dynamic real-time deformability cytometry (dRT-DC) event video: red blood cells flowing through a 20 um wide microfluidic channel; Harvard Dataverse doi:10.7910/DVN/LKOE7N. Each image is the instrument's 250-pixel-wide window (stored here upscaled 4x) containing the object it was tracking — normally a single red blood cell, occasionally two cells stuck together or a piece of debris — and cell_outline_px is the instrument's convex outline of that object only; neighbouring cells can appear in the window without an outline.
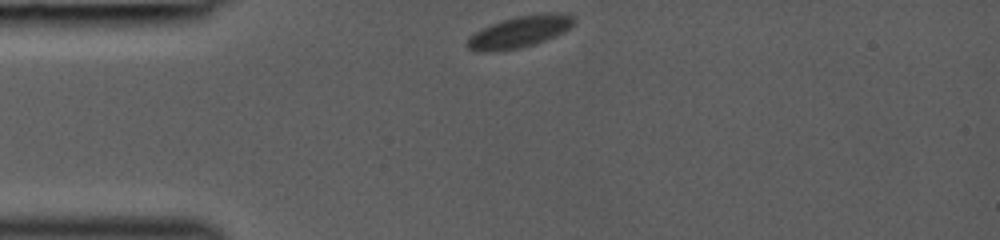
{"species": "common noctule bat (a hibernating species)", "species_latin": "Nyctalus noctula", "temperature_condition": "room temperature", "stored_images_in_passage": 31, "camera_frame_rate_fps": 3000, "um_per_image_px": 0.085, "animal": {"sex": "female", "body_mass_g": 19.0, "forearm_length_mm": 53.3}, "frame": {"image": 1, "passage_image": 1, "time_ms": 0.0, "image_size_px": [1000, 240], "cell_outline_px": [[572, 24], [564, 32], [536, 44], [520, 48], [500, 52], [476, 52], [468, 48], [464, 44], [468, 36], [500, 20], [516, 16], [536, 12], [552, 12], [572, 16]], "centroid_in_image_um": [44.08, 2.72], "position_along_channel_um": 40.9, "area_um2": 19.94}}
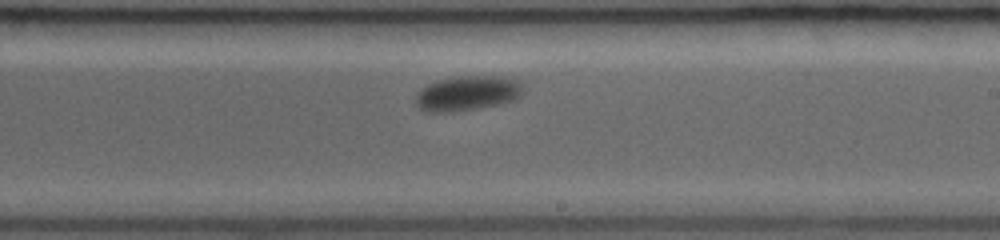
{"frame": {"image": 2, "passage_image": 18, "time_ms": 5.667, "image_size_px": [1000, 240], "cell_outline_px": [[524, 92], [512, 100], [500, 104], [476, 108], [448, 112], [424, 112], [416, 104], [416, 92], [420, 88], [428, 84], [440, 80], [460, 76], [504, 76], [516, 80], [520, 84]], "centroid_in_image_um": [39.69, 7.92], "position_along_channel_um": 249.3, "area_um2": 21.68}}
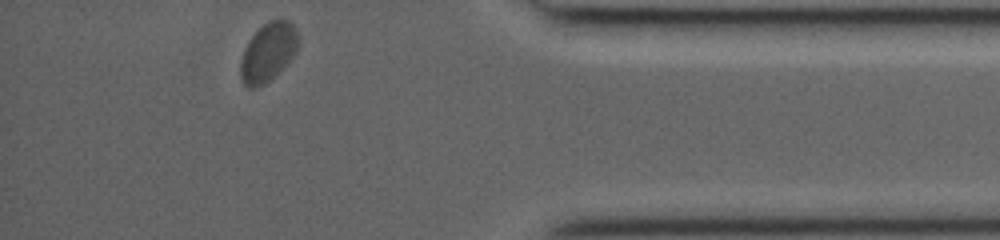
{"frame": {"image": 3, "passage_image": 31, "time_ms": 10.0, "image_size_px": [1000, 240], "cell_outline_px": [[300, 44], [296, 52], [268, 80], [252, 88], [248, 88], [240, 80], [240, 60], [244, 48], [252, 36], [264, 24], [272, 20], [288, 20], [296, 28], [300, 40]], "centroid_in_image_um": [22.78, 4.41], "position_along_channel_um": 412.4, "area_um2": 19.31}}